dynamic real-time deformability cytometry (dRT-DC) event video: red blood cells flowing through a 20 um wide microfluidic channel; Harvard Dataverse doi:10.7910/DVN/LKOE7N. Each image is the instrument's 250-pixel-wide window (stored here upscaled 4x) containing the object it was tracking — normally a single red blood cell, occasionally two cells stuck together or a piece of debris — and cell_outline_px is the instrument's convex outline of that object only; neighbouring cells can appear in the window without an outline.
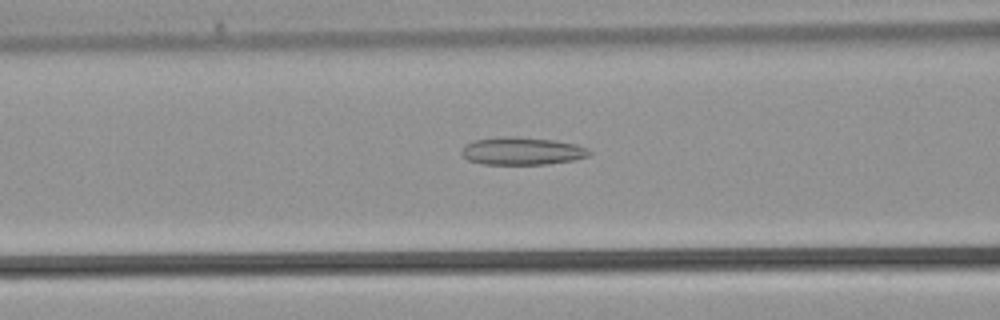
{"species": "common noctule bat (a hibernating species)", "species_latin": "Nyctalus noctula", "temperature_condition": "warm", "stored_images_in_passage": 38, "camera_frame_rate_fps": 3000, "um_per_image_px": 0.085, "animal": {"sex": "male", "body_mass_g": 21.5, "forearm_length_mm": 52.0}, "frame": {"image": 1, "passage_image": 15, "time_ms": 4.667, "image_size_px": [1000, 320], "cell_outline_px": [[592, 152], [588, 156], [572, 160], [548, 164], [484, 164], [468, 160], [460, 152], [472, 140], [504, 136], [516, 136], [556, 140], [576, 144], [588, 148]], "centroid_in_image_um": [44.4, 12.83], "position_along_channel_um": 122.2, "area_um2": 20.63}}
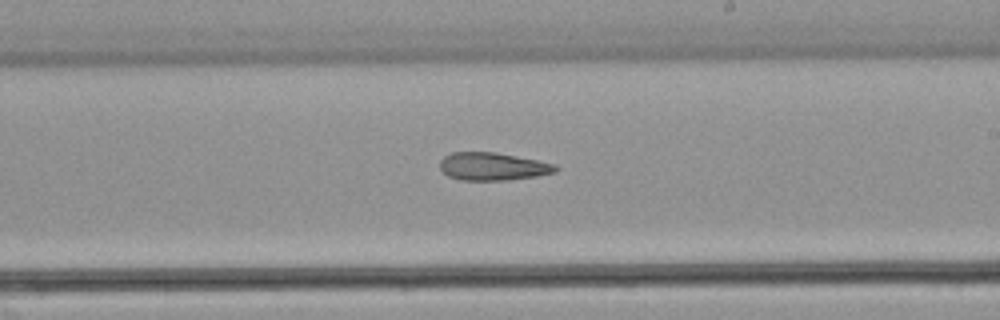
{"frame": {"image": 2, "passage_image": 22, "time_ms": 7.0, "image_size_px": [1000, 320], "cell_outline_px": [[560, 168], [556, 172], [536, 176], [508, 180], [460, 180], [448, 176], [440, 168], [440, 160], [444, 156], [452, 152], [496, 152], [556, 164]], "centroid_in_image_um": [41.89, 14.15], "position_along_channel_um": 247.1, "area_um2": 18.79}}
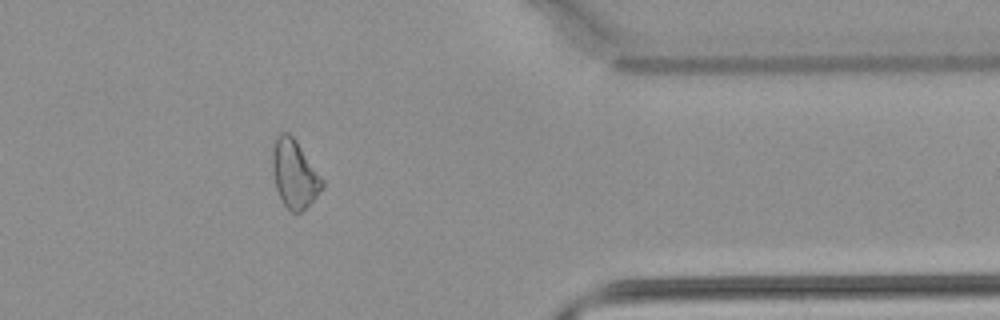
{"frame": {"image": 3, "passage_image": 31, "time_ms": 10.0, "image_size_px": [1000, 320], "cell_outline_px": [[324, 188], [300, 212], [292, 212], [284, 204], [276, 188], [272, 168], [272, 152], [276, 136], [280, 132], [288, 132], [296, 140], [324, 180]], "centroid_in_image_um": [25.03, 14.75], "position_along_channel_um": 386.4, "area_um2": 19.54}}